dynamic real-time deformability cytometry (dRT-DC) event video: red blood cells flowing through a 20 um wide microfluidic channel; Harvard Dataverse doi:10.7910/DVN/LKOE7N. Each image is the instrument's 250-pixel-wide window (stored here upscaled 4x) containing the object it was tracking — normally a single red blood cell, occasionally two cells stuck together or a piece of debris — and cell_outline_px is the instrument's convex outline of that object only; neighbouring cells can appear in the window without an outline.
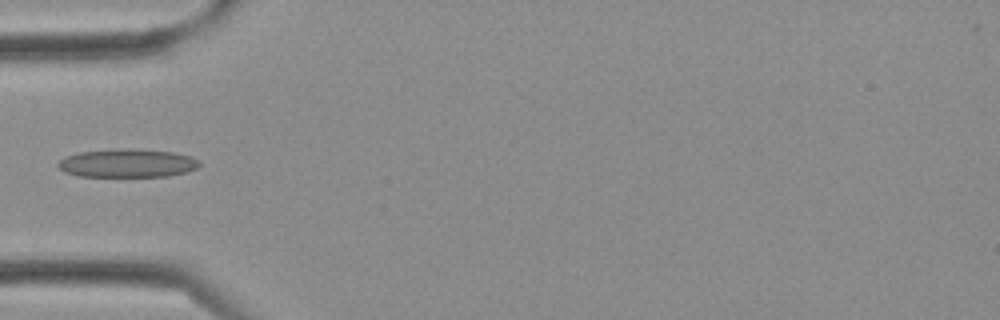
{"species": "Egyptian fruit bat (a non-hibernating species)", "species_latin": "Rousettus aegyptiacus", "temperature_condition": "cold", "stored_images_in_passage": 4, "camera_frame_rate_fps": 3000, "um_per_image_px": 0.085, "frame": {"image": 1, "passage_image": 4, "time_ms": 1.0, "image_size_px": [1000, 320], "cell_outline_px": [[200, 164], [196, 168], [188, 172], [168, 176], [80, 176], [64, 172], [56, 164], [64, 156], [80, 152], [124, 148], [172, 152], [188, 156], [200, 160]], "centroid_in_image_um": [10.81, 13.87], "position_along_channel_um": 74.2, "area_um2": 23.24}}